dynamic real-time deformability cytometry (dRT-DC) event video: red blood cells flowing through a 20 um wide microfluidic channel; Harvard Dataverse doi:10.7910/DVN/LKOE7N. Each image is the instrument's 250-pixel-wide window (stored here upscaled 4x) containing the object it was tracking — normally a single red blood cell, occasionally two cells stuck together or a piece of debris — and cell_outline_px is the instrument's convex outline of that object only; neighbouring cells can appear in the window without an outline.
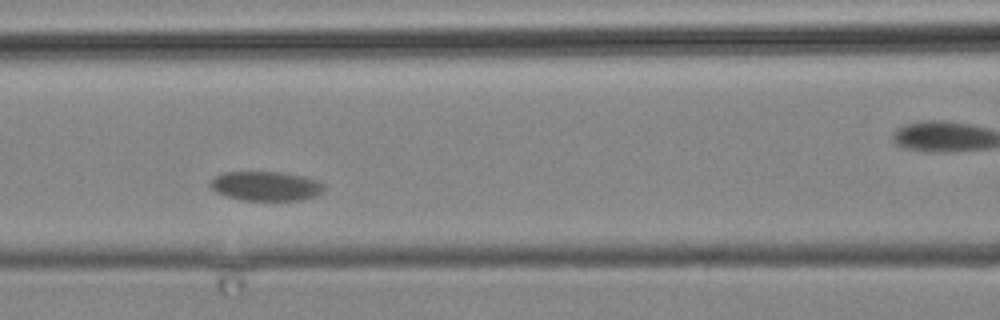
{"species": "common noctule bat (a hibernating species)", "species_latin": "Nyctalus noctula", "temperature_condition": "cold", "stored_images_in_passage": 8, "segment_of_instrument_passage": [1, 2], "camera_frame_rate_fps": 3000, "um_per_image_px": 0.085, "animal": {"sex": "male", "body_mass_g": 19.2, "forearm_length_mm": 51.8}, "frame": {"image": 1, "passage_image": 4, "time_ms": 3.333, "image_size_px": [1000, 320], "cell_outline_px": [[324, 192], [316, 196], [304, 200], [240, 200], [216, 192], [208, 184], [216, 176], [224, 172], [284, 172], [304, 176], [320, 180], [324, 184]], "centroid_in_image_um": [22.67, 15.81], "position_along_channel_um": 143.9, "area_um2": 19.71}}
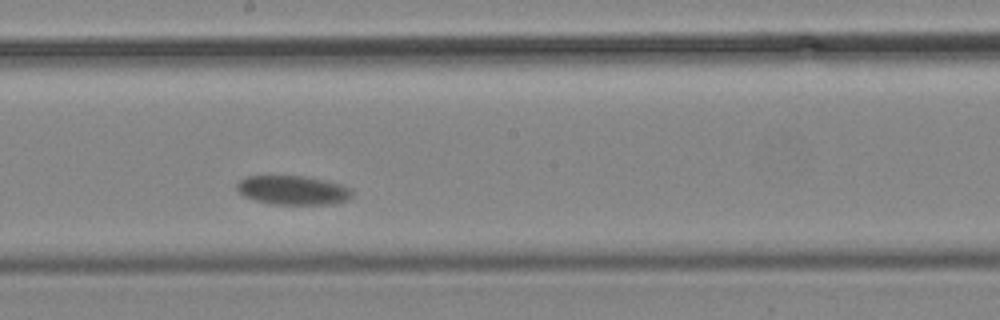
{"frame": {"image": 2, "passage_image": 6, "time_ms": 6.0, "image_size_px": [1000, 320], "cell_outline_px": [[352, 196], [344, 200], [332, 204], [272, 204], [256, 200], [244, 196], [236, 188], [236, 184], [244, 176], [304, 176], [324, 180], [340, 184], [352, 188]], "centroid_in_image_um": [24.88, 16.16], "position_along_channel_um": 223.3, "area_um2": 19.42}}
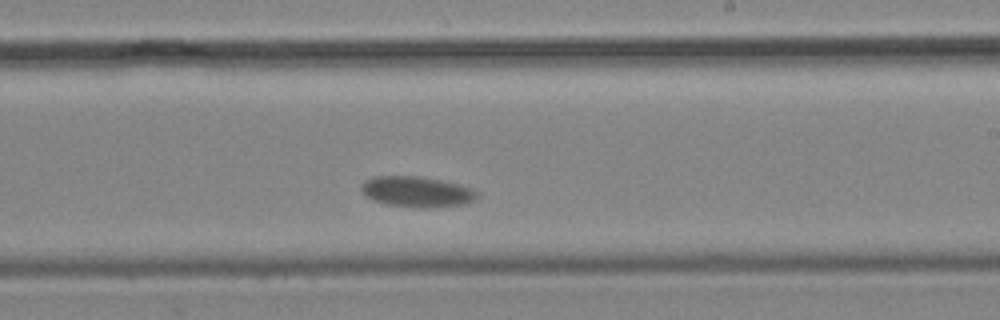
{"frame": {"image": 3, "passage_image": 7, "time_ms": 7.0, "image_size_px": [1000, 320], "cell_outline_px": [[476, 200], [468, 204], [428, 208], [416, 208], [388, 204], [372, 200], [360, 188], [360, 184], [364, 180], [372, 176], [416, 176], [440, 180], [460, 184], [472, 188], [476, 192]], "centroid_in_image_um": [35.44, 16.3], "position_along_channel_um": 253.6, "area_um2": 20.81}}